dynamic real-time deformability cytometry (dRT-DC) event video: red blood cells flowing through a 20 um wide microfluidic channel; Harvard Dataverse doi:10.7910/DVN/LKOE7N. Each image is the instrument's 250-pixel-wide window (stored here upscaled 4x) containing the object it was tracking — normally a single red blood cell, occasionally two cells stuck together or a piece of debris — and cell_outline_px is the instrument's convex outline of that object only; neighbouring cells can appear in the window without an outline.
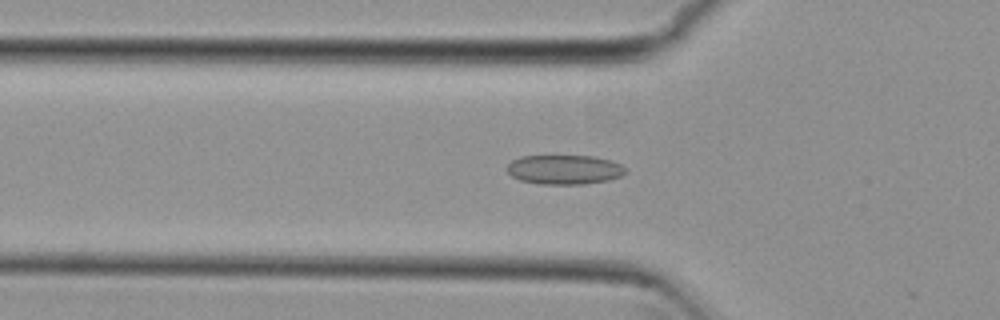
{"species": "common noctule bat (a hibernating species)", "species_latin": "Nyctalus noctula", "temperature_condition": "cold", "stored_images_in_passage": 37, "camera_frame_rate_fps": 3000, "um_per_image_px": 0.085, "animal": {"sex": "female", "body_mass_g": 29.2, "forearm_length_mm": 56.3}, "frame": {"image": 1, "passage_image": 9, "time_ms": 2.667, "image_size_px": [1000, 320], "cell_outline_px": [[628, 172], [620, 176], [608, 180], [584, 184], [540, 184], [520, 180], [512, 176], [508, 172], [508, 164], [512, 160], [520, 156], [592, 156], [612, 160], [628, 168]], "centroid_in_image_um": [48.01, 14.41], "position_along_channel_um": 77.8, "area_um2": 20.4}}
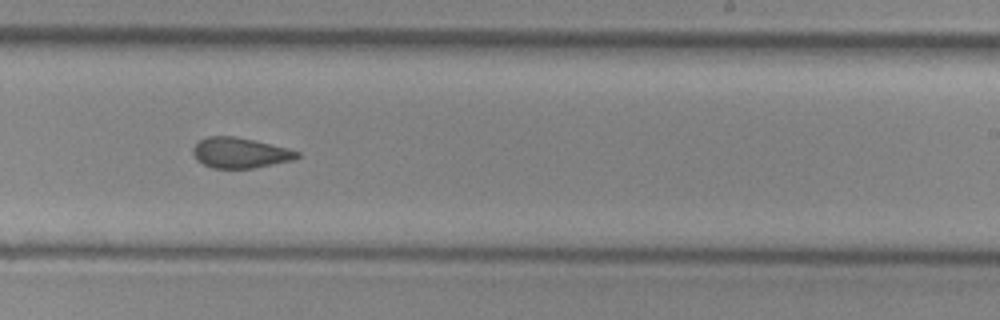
{"frame": {"image": 2, "passage_image": 24, "time_ms": 7.667, "image_size_px": [1000, 320], "cell_outline_px": [[300, 156], [292, 160], [252, 168], [212, 168], [196, 160], [192, 152], [192, 148], [200, 140], [208, 136], [236, 136], [288, 148], [300, 152]], "centroid_in_image_um": [20.38, 12.98], "position_along_channel_um": 268.6, "area_um2": 18.38}}
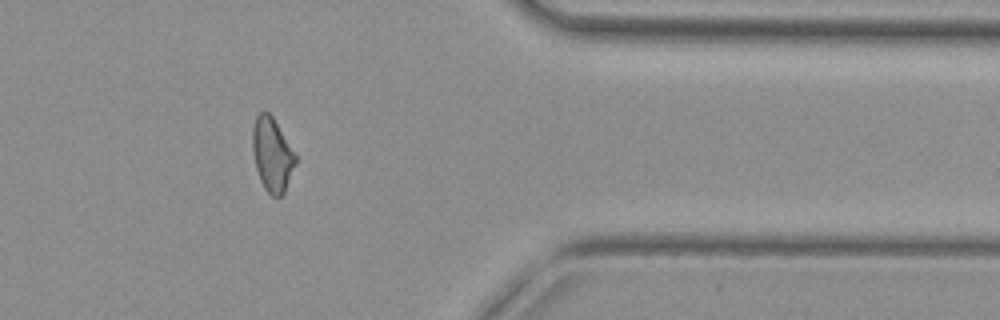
{"frame": {"image": 3, "passage_image": 35, "time_ms": 11.333, "image_size_px": [1000, 320], "cell_outline_px": [[296, 164], [284, 192], [280, 196], [272, 196], [264, 188], [260, 180], [256, 168], [252, 152], [252, 128], [256, 116], [260, 112], [268, 112], [272, 116], [296, 156]], "centroid_in_image_um": [23.11, 13.14], "position_along_channel_um": 388.3, "area_um2": 18.26}, "authors_computed_cell_mechanics": {"area_um2": 19.4786, "velocity_mm_per_s": 3.8083, "shape_relaxation_time_tau1_ms": null, "shape_relaxation_time_tau2_ms": 2.2913, "deformation_change_tau1": null, "deformation_change_tau2": 0.0823}}